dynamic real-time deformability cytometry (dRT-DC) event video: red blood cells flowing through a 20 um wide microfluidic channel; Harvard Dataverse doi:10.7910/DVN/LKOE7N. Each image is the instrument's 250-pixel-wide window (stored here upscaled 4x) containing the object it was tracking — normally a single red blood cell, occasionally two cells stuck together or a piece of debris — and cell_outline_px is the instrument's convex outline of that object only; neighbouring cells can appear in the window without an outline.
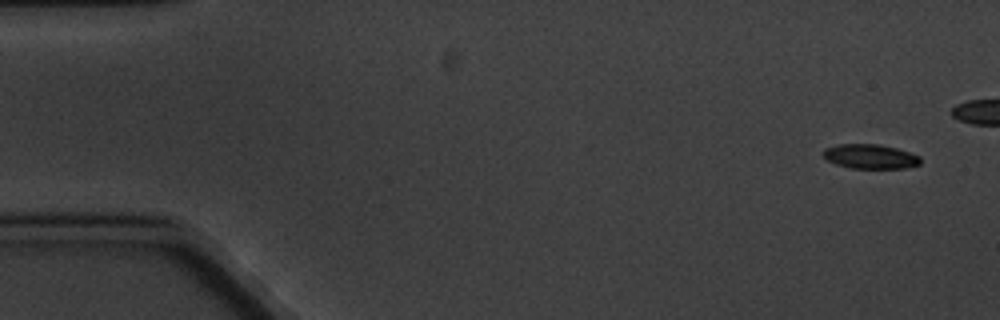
{"species": "common noctule bat (a hibernating species)", "species_latin": "Nyctalus noctula", "temperature_condition": "cold", "stored_images_in_passage": 6, "camera_frame_rate_fps": 3000, "um_per_image_px": 0.085, "animal": {"sex": "male", "body_mass_g": 20.1, "forearm_length_mm": 53.5}, "frame": {"image": 1, "passage_image": 1, "time_ms": 0.0, "image_size_px": [1000, 320], "cell_outline_px": [[920, 164], [904, 168], [852, 168], [836, 164], [828, 160], [820, 152], [824, 148], [840, 144], [880, 144], [896, 148], [920, 156]], "centroid_in_image_um": [73.95, 13.29], "position_along_channel_um": 11.1, "area_um2": 13.81}}
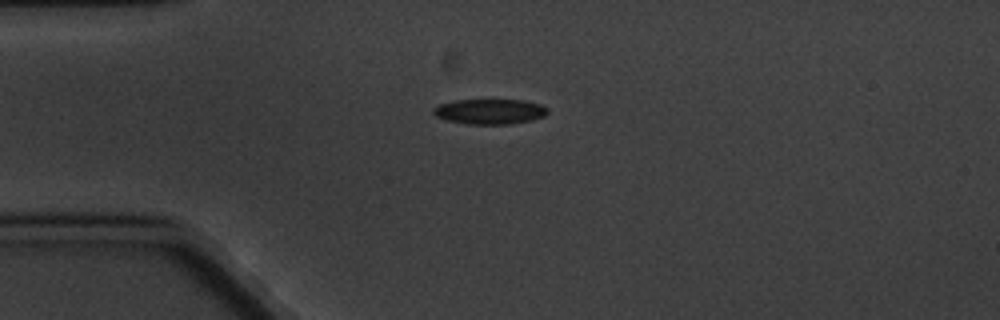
{"frame": {"image": 2, "passage_image": 6, "time_ms": 6.0, "image_size_px": [1000, 320], "cell_outline_px": [[548, 112], [544, 116], [532, 120], [508, 124], [468, 124], [444, 120], [436, 116], [432, 112], [432, 108], [440, 104], [456, 100], [524, 100], [540, 104], [548, 108]], "centroid_in_image_um": [41.62, 9.48], "position_along_channel_um": 43.4, "area_um2": 16.82}}